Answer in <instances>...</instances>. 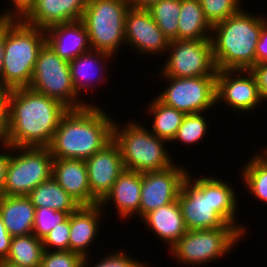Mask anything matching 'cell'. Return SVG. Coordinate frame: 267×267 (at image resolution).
Listing matches in <instances>:
<instances>
[{
	"label": "cell",
	"mask_w": 267,
	"mask_h": 267,
	"mask_svg": "<svg viewBox=\"0 0 267 267\" xmlns=\"http://www.w3.org/2000/svg\"><path fill=\"white\" fill-rule=\"evenodd\" d=\"M68 110L56 99L29 87L8 94V146L48 147L60 119Z\"/></svg>",
	"instance_id": "cell-1"
},
{
	"label": "cell",
	"mask_w": 267,
	"mask_h": 267,
	"mask_svg": "<svg viewBox=\"0 0 267 267\" xmlns=\"http://www.w3.org/2000/svg\"><path fill=\"white\" fill-rule=\"evenodd\" d=\"M114 120L97 106L68 109L48 149L54 159L86 160L113 140Z\"/></svg>",
	"instance_id": "cell-2"
},
{
	"label": "cell",
	"mask_w": 267,
	"mask_h": 267,
	"mask_svg": "<svg viewBox=\"0 0 267 267\" xmlns=\"http://www.w3.org/2000/svg\"><path fill=\"white\" fill-rule=\"evenodd\" d=\"M188 175L177 198L187 230L236 225L237 202L232 187L219 179L202 177L195 181Z\"/></svg>",
	"instance_id": "cell-3"
},
{
	"label": "cell",
	"mask_w": 267,
	"mask_h": 267,
	"mask_svg": "<svg viewBox=\"0 0 267 267\" xmlns=\"http://www.w3.org/2000/svg\"><path fill=\"white\" fill-rule=\"evenodd\" d=\"M266 20L240 9L212 25L216 38L212 34L210 40L217 70H250L256 65V46Z\"/></svg>",
	"instance_id": "cell-4"
},
{
	"label": "cell",
	"mask_w": 267,
	"mask_h": 267,
	"mask_svg": "<svg viewBox=\"0 0 267 267\" xmlns=\"http://www.w3.org/2000/svg\"><path fill=\"white\" fill-rule=\"evenodd\" d=\"M45 43L44 29L22 20H5L2 88L29 87L39 51Z\"/></svg>",
	"instance_id": "cell-5"
},
{
	"label": "cell",
	"mask_w": 267,
	"mask_h": 267,
	"mask_svg": "<svg viewBox=\"0 0 267 267\" xmlns=\"http://www.w3.org/2000/svg\"><path fill=\"white\" fill-rule=\"evenodd\" d=\"M128 124L122 131L115 122L113 125V141L119 147L126 170L144 173L163 171L174 165L163 146L165 140L136 122Z\"/></svg>",
	"instance_id": "cell-6"
},
{
	"label": "cell",
	"mask_w": 267,
	"mask_h": 267,
	"mask_svg": "<svg viewBox=\"0 0 267 267\" xmlns=\"http://www.w3.org/2000/svg\"><path fill=\"white\" fill-rule=\"evenodd\" d=\"M130 7L129 0L87 1L81 21L87 29L93 51L116 53L125 41V18Z\"/></svg>",
	"instance_id": "cell-7"
},
{
	"label": "cell",
	"mask_w": 267,
	"mask_h": 267,
	"mask_svg": "<svg viewBox=\"0 0 267 267\" xmlns=\"http://www.w3.org/2000/svg\"><path fill=\"white\" fill-rule=\"evenodd\" d=\"M242 226L227 224L225 227L187 230L170 248L180 262L198 265L220 258L244 234Z\"/></svg>",
	"instance_id": "cell-8"
},
{
	"label": "cell",
	"mask_w": 267,
	"mask_h": 267,
	"mask_svg": "<svg viewBox=\"0 0 267 267\" xmlns=\"http://www.w3.org/2000/svg\"><path fill=\"white\" fill-rule=\"evenodd\" d=\"M29 88L61 102L68 109L88 104L76 101L69 61L56 54L47 43L40 49Z\"/></svg>",
	"instance_id": "cell-9"
},
{
	"label": "cell",
	"mask_w": 267,
	"mask_h": 267,
	"mask_svg": "<svg viewBox=\"0 0 267 267\" xmlns=\"http://www.w3.org/2000/svg\"><path fill=\"white\" fill-rule=\"evenodd\" d=\"M22 152L12 156L7 167L3 195L28 196L39 184L52 177L53 157L48 147H10Z\"/></svg>",
	"instance_id": "cell-10"
},
{
	"label": "cell",
	"mask_w": 267,
	"mask_h": 267,
	"mask_svg": "<svg viewBox=\"0 0 267 267\" xmlns=\"http://www.w3.org/2000/svg\"><path fill=\"white\" fill-rule=\"evenodd\" d=\"M168 50H171V54H168L169 57L164 64L163 76H216L217 68L210 39L173 40L169 42Z\"/></svg>",
	"instance_id": "cell-11"
},
{
	"label": "cell",
	"mask_w": 267,
	"mask_h": 267,
	"mask_svg": "<svg viewBox=\"0 0 267 267\" xmlns=\"http://www.w3.org/2000/svg\"><path fill=\"white\" fill-rule=\"evenodd\" d=\"M171 83L157 98L184 114L203 112L216 104V76L167 77Z\"/></svg>",
	"instance_id": "cell-12"
},
{
	"label": "cell",
	"mask_w": 267,
	"mask_h": 267,
	"mask_svg": "<svg viewBox=\"0 0 267 267\" xmlns=\"http://www.w3.org/2000/svg\"><path fill=\"white\" fill-rule=\"evenodd\" d=\"M187 172L182 167L171 166L163 171L142 173L141 201L139 216L177 200Z\"/></svg>",
	"instance_id": "cell-13"
},
{
	"label": "cell",
	"mask_w": 267,
	"mask_h": 267,
	"mask_svg": "<svg viewBox=\"0 0 267 267\" xmlns=\"http://www.w3.org/2000/svg\"><path fill=\"white\" fill-rule=\"evenodd\" d=\"M248 73L242 77L231 75L235 72ZM240 71V72H239ZM231 74V75H230ZM236 77V78H235ZM223 100L225 104L238 112L254 109L261 102L256 79L250 70H217L216 72V102Z\"/></svg>",
	"instance_id": "cell-14"
},
{
	"label": "cell",
	"mask_w": 267,
	"mask_h": 267,
	"mask_svg": "<svg viewBox=\"0 0 267 267\" xmlns=\"http://www.w3.org/2000/svg\"><path fill=\"white\" fill-rule=\"evenodd\" d=\"M91 194L101 202L119 175L126 170L117 144L112 140L85 160Z\"/></svg>",
	"instance_id": "cell-15"
},
{
	"label": "cell",
	"mask_w": 267,
	"mask_h": 267,
	"mask_svg": "<svg viewBox=\"0 0 267 267\" xmlns=\"http://www.w3.org/2000/svg\"><path fill=\"white\" fill-rule=\"evenodd\" d=\"M125 42L140 53L157 54L168 50L169 40L145 9L130 7L125 18Z\"/></svg>",
	"instance_id": "cell-16"
},
{
	"label": "cell",
	"mask_w": 267,
	"mask_h": 267,
	"mask_svg": "<svg viewBox=\"0 0 267 267\" xmlns=\"http://www.w3.org/2000/svg\"><path fill=\"white\" fill-rule=\"evenodd\" d=\"M52 177L81 206H91L100 203L91 194L85 160L53 159Z\"/></svg>",
	"instance_id": "cell-17"
},
{
	"label": "cell",
	"mask_w": 267,
	"mask_h": 267,
	"mask_svg": "<svg viewBox=\"0 0 267 267\" xmlns=\"http://www.w3.org/2000/svg\"><path fill=\"white\" fill-rule=\"evenodd\" d=\"M87 1L37 0L22 21L44 30L53 25L80 21Z\"/></svg>",
	"instance_id": "cell-18"
},
{
	"label": "cell",
	"mask_w": 267,
	"mask_h": 267,
	"mask_svg": "<svg viewBox=\"0 0 267 267\" xmlns=\"http://www.w3.org/2000/svg\"><path fill=\"white\" fill-rule=\"evenodd\" d=\"M45 35L48 46L67 61L89 51L86 46L91 49L87 29L81 20L53 25L45 30Z\"/></svg>",
	"instance_id": "cell-19"
},
{
	"label": "cell",
	"mask_w": 267,
	"mask_h": 267,
	"mask_svg": "<svg viewBox=\"0 0 267 267\" xmlns=\"http://www.w3.org/2000/svg\"><path fill=\"white\" fill-rule=\"evenodd\" d=\"M35 211L27 196H0V215L12 237L33 233Z\"/></svg>",
	"instance_id": "cell-20"
},
{
	"label": "cell",
	"mask_w": 267,
	"mask_h": 267,
	"mask_svg": "<svg viewBox=\"0 0 267 267\" xmlns=\"http://www.w3.org/2000/svg\"><path fill=\"white\" fill-rule=\"evenodd\" d=\"M100 208V204L80 206L70 214L69 251L78 253L83 258L88 256L85 250L97 235Z\"/></svg>",
	"instance_id": "cell-21"
},
{
	"label": "cell",
	"mask_w": 267,
	"mask_h": 267,
	"mask_svg": "<svg viewBox=\"0 0 267 267\" xmlns=\"http://www.w3.org/2000/svg\"><path fill=\"white\" fill-rule=\"evenodd\" d=\"M142 173L124 170L114 182L111 191L99 203L101 206L114 201L121 217L138 214L141 201Z\"/></svg>",
	"instance_id": "cell-22"
},
{
	"label": "cell",
	"mask_w": 267,
	"mask_h": 267,
	"mask_svg": "<svg viewBox=\"0 0 267 267\" xmlns=\"http://www.w3.org/2000/svg\"><path fill=\"white\" fill-rule=\"evenodd\" d=\"M143 221L156 235L170 244V248L187 232L178 200L146 214Z\"/></svg>",
	"instance_id": "cell-23"
},
{
	"label": "cell",
	"mask_w": 267,
	"mask_h": 267,
	"mask_svg": "<svg viewBox=\"0 0 267 267\" xmlns=\"http://www.w3.org/2000/svg\"><path fill=\"white\" fill-rule=\"evenodd\" d=\"M212 25L206 19L199 0H181L178 23L179 40L210 39ZM207 32V33H206Z\"/></svg>",
	"instance_id": "cell-24"
},
{
	"label": "cell",
	"mask_w": 267,
	"mask_h": 267,
	"mask_svg": "<svg viewBox=\"0 0 267 267\" xmlns=\"http://www.w3.org/2000/svg\"><path fill=\"white\" fill-rule=\"evenodd\" d=\"M35 208H50L71 214L81 205L53 177L35 187L27 196Z\"/></svg>",
	"instance_id": "cell-25"
},
{
	"label": "cell",
	"mask_w": 267,
	"mask_h": 267,
	"mask_svg": "<svg viewBox=\"0 0 267 267\" xmlns=\"http://www.w3.org/2000/svg\"><path fill=\"white\" fill-rule=\"evenodd\" d=\"M44 251L42 239L33 233L15 236L11 239L10 252L3 263L20 267H40Z\"/></svg>",
	"instance_id": "cell-26"
},
{
	"label": "cell",
	"mask_w": 267,
	"mask_h": 267,
	"mask_svg": "<svg viewBox=\"0 0 267 267\" xmlns=\"http://www.w3.org/2000/svg\"><path fill=\"white\" fill-rule=\"evenodd\" d=\"M150 104L149 111L154 115L153 134L167 142L173 141L185 114L162 103L158 98Z\"/></svg>",
	"instance_id": "cell-27"
},
{
	"label": "cell",
	"mask_w": 267,
	"mask_h": 267,
	"mask_svg": "<svg viewBox=\"0 0 267 267\" xmlns=\"http://www.w3.org/2000/svg\"><path fill=\"white\" fill-rule=\"evenodd\" d=\"M92 53L96 55L94 56ZM109 57L110 58L112 57L111 54L109 53L97 50L93 52L92 49L91 50L89 49V51L82 53L73 60L69 61V69H70L72 84L77 94L80 93L81 89L85 88L87 89L88 87H90L89 85L92 81L91 77L94 74L91 73L100 65V59L103 58L105 61L106 59H109Z\"/></svg>",
	"instance_id": "cell-28"
},
{
	"label": "cell",
	"mask_w": 267,
	"mask_h": 267,
	"mask_svg": "<svg viewBox=\"0 0 267 267\" xmlns=\"http://www.w3.org/2000/svg\"><path fill=\"white\" fill-rule=\"evenodd\" d=\"M147 10L169 41L178 40L181 0H161Z\"/></svg>",
	"instance_id": "cell-29"
},
{
	"label": "cell",
	"mask_w": 267,
	"mask_h": 267,
	"mask_svg": "<svg viewBox=\"0 0 267 267\" xmlns=\"http://www.w3.org/2000/svg\"><path fill=\"white\" fill-rule=\"evenodd\" d=\"M244 182L252 194L267 203V158L257 155L245 165Z\"/></svg>",
	"instance_id": "cell-30"
},
{
	"label": "cell",
	"mask_w": 267,
	"mask_h": 267,
	"mask_svg": "<svg viewBox=\"0 0 267 267\" xmlns=\"http://www.w3.org/2000/svg\"><path fill=\"white\" fill-rule=\"evenodd\" d=\"M207 128L206 121L201 112L185 114L173 141L179 140L183 144H193L202 139Z\"/></svg>",
	"instance_id": "cell-31"
},
{
	"label": "cell",
	"mask_w": 267,
	"mask_h": 267,
	"mask_svg": "<svg viewBox=\"0 0 267 267\" xmlns=\"http://www.w3.org/2000/svg\"><path fill=\"white\" fill-rule=\"evenodd\" d=\"M199 2L211 25L235 15L241 5L239 0H199Z\"/></svg>",
	"instance_id": "cell-32"
},
{
	"label": "cell",
	"mask_w": 267,
	"mask_h": 267,
	"mask_svg": "<svg viewBox=\"0 0 267 267\" xmlns=\"http://www.w3.org/2000/svg\"><path fill=\"white\" fill-rule=\"evenodd\" d=\"M69 217L67 212L55 211L50 208H36L33 234L40 239L49 233L53 228L64 222Z\"/></svg>",
	"instance_id": "cell-33"
},
{
	"label": "cell",
	"mask_w": 267,
	"mask_h": 267,
	"mask_svg": "<svg viewBox=\"0 0 267 267\" xmlns=\"http://www.w3.org/2000/svg\"><path fill=\"white\" fill-rule=\"evenodd\" d=\"M87 257L72 251L45 250L40 267H85Z\"/></svg>",
	"instance_id": "cell-34"
},
{
	"label": "cell",
	"mask_w": 267,
	"mask_h": 267,
	"mask_svg": "<svg viewBox=\"0 0 267 267\" xmlns=\"http://www.w3.org/2000/svg\"><path fill=\"white\" fill-rule=\"evenodd\" d=\"M69 234L70 214L64 222L57 224L55 228H53L49 233L44 236V238L42 239L44 250H49V247L55 246L57 251H68Z\"/></svg>",
	"instance_id": "cell-35"
},
{
	"label": "cell",
	"mask_w": 267,
	"mask_h": 267,
	"mask_svg": "<svg viewBox=\"0 0 267 267\" xmlns=\"http://www.w3.org/2000/svg\"><path fill=\"white\" fill-rule=\"evenodd\" d=\"M8 89L0 87V141L8 146Z\"/></svg>",
	"instance_id": "cell-36"
},
{
	"label": "cell",
	"mask_w": 267,
	"mask_h": 267,
	"mask_svg": "<svg viewBox=\"0 0 267 267\" xmlns=\"http://www.w3.org/2000/svg\"><path fill=\"white\" fill-rule=\"evenodd\" d=\"M94 267H146L144 263H140L124 253H115L110 256H106L105 259H101Z\"/></svg>",
	"instance_id": "cell-37"
},
{
	"label": "cell",
	"mask_w": 267,
	"mask_h": 267,
	"mask_svg": "<svg viewBox=\"0 0 267 267\" xmlns=\"http://www.w3.org/2000/svg\"><path fill=\"white\" fill-rule=\"evenodd\" d=\"M36 1L37 0H12L15 6L14 9H16V12H14L15 15L14 13L8 11L0 15V20H22L32 9V6Z\"/></svg>",
	"instance_id": "cell-38"
},
{
	"label": "cell",
	"mask_w": 267,
	"mask_h": 267,
	"mask_svg": "<svg viewBox=\"0 0 267 267\" xmlns=\"http://www.w3.org/2000/svg\"><path fill=\"white\" fill-rule=\"evenodd\" d=\"M250 71L256 79L261 99L267 100V62L256 64Z\"/></svg>",
	"instance_id": "cell-39"
},
{
	"label": "cell",
	"mask_w": 267,
	"mask_h": 267,
	"mask_svg": "<svg viewBox=\"0 0 267 267\" xmlns=\"http://www.w3.org/2000/svg\"><path fill=\"white\" fill-rule=\"evenodd\" d=\"M11 239L12 236L8 233L0 215V263L6 260L10 252Z\"/></svg>",
	"instance_id": "cell-40"
},
{
	"label": "cell",
	"mask_w": 267,
	"mask_h": 267,
	"mask_svg": "<svg viewBox=\"0 0 267 267\" xmlns=\"http://www.w3.org/2000/svg\"><path fill=\"white\" fill-rule=\"evenodd\" d=\"M267 62V24L262 28L256 46V64Z\"/></svg>",
	"instance_id": "cell-41"
},
{
	"label": "cell",
	"mask_w": 267,
	"mask_h": 267,
	"mask_svg": "<svg viewBox=\"0 0 267 267\" xmlns=\"http://www.w3.org/2000/svg\"><path fill=\"white\" fill-rule=\"evenodd\" d=\"M10 155L0 154V196L3 195V187L5 184L7 167L9 163Z\"/></svg>",
	"instance_id": "cell-42"
},
{
	"label": "cell",
	"mask_w": 267,
	"mask_h": 267,
	"mask_svg": "<svg viewBox=\"0 0 267 267\" xmlns=\"http://www.w3.org/2000/svg\"><path fill=\"white\" fill-rule=\"evenodd\" d=\"M4 46H5V20H0V87H2Z\"/></svg>",
	"instance_id": "cell-43"
},
{
	"label": "cell",
	"mask_w": 267,
	"mask_h": 267,
	"mask_svg": "<svg viewBox=\"0 0 267 267\" xmlns=\"http://www.w3.org/2000/svg\"><path fill=\"white\" fill-rule=\"evenodd\" d=\"M161 0H129L132 8L135 9H149L152 5L160 2Z\"/></svg>",
	"instance_id": "cell-44"
},
{
	"label": "cell",
	"mask_w": 267,
	"mask_h": 267,
	"mask_svg": "<svg viewBox=\"0 0 267 267\" xmlns=\"http://www.w3.org/2000/svg\"><path fill=\"white\" fill-rule=\"evenodd\" d=\"M0 267H20V266L8 265V264L0 263Z\"/></svg>",
	"instance_id": "cell-45"
},
{
	"label": "cell",
	"mask_w": 267,
	"mask_h": 267,
	"mask_svg": "<svg viewBox=\"0 0 267 267\" xmlns=\"http://www.w3.org/2000/svg\"><path fill=\"white\" fill-rule=\"evenodd\" d=\"M264 153L265 157L267 158V149L264 151Z\"/></svg>",
	"instance_id": "cell-46"
}]
</instances>
